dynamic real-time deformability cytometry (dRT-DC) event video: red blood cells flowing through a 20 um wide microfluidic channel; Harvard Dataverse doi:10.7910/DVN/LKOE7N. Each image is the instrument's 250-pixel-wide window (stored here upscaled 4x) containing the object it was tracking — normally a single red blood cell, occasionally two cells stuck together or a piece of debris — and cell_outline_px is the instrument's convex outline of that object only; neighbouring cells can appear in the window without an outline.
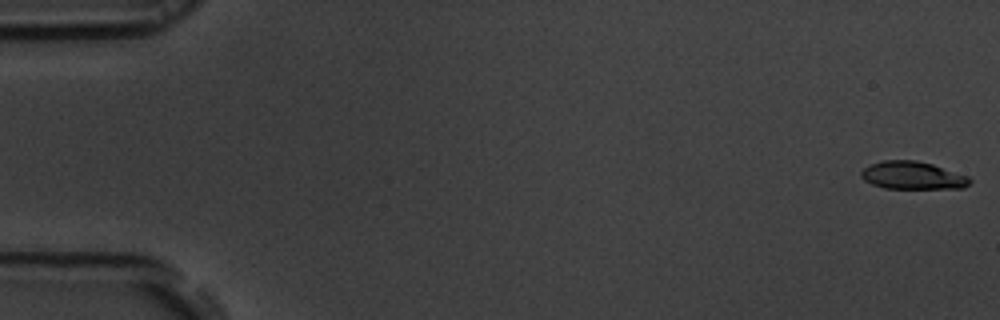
{"species": "common noctule bat (a hibernating species)", "species_latin": "Nyctalus noctula", "temperature_condition": "room temperature", "stored_images_in_passage": 55, "camera_frame_rate_fps": 3000, "um_per_image_px": 0.085, "animal": {"sex": "male", "body_mass_g": 19.5, "forearm_length_mm": 54.6}, "frame": {"image": 1, "passage_image": 1, "time_ms": 0.0, "image_size_px": [1000, 320], "cell_outline_px": [[972, 180], [964, 188], [884, 188], [872, 184], [864, 180], [860, 176], [860, 172], [864, 168], [872, 164], [884, 160], [916, 160], [932, 164], [968, 176]], "centroid_in_image_um": [77.56, 14.91], "position_along_channel_um": 7.4, "area_um2": 17.46}}
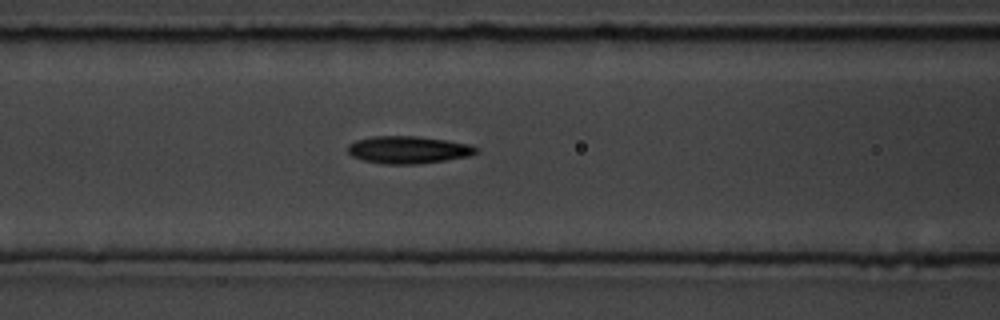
{"frame": {"image": 2, "passage_image": 23, "time_ms": 7.333, "image_size_px": [1000, 320], "cell_outline_px": [[476, 152], [472, 156], [416, 164], [384, 164], [364, 160], [352, 156], [348, 152], [348, 144], [356, 140], [372, 136], [416, 136], [448, 140], [468, 144], [476, 148]], "centroid_in_image_um": [34.68, 12.73], "position_along_channel_um": 131.9, "area_um2": 20.4}}
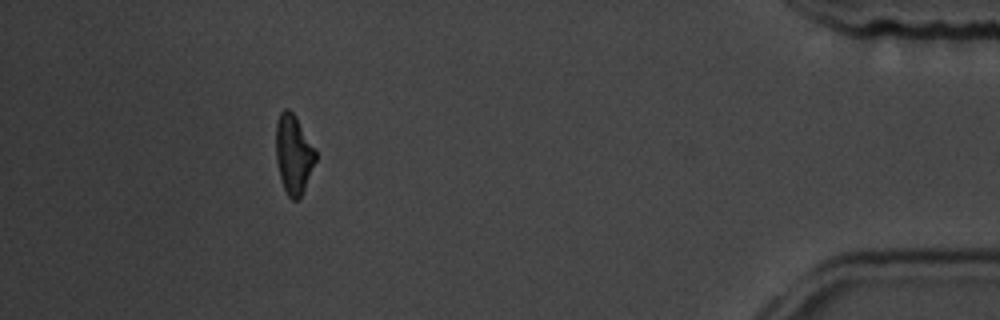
{"frame": {"image": 3, "passage_image": 50, "time_ms": 16.333, "image_size_px": [1000, 320], "cell_outline_px": [[316, 160], [304, 188], [300, 196], [296, 200], [292, 200], [288, 196], [284, 188], [280, 176], [276, 160], [276, 124], [280, 112], [284, 108], [288, 108], [292, 112], [316, 152]], "centroid_in_image_um": [24.92, 13.11], "position_along_channel_um": 410.3, "area_um2": 17.74}, "authors_computed_cell_mechanics": {"area_um2": 19.3052, "velocity_mm_per_s": 3.7295, "shape_relaxation_time_tau1_ms": 2.7017, "shape_relaxation_time_tau2_ms": 2.7958, "deformation_change_tau1": 0.1449, "deformation_change_tau2": 0.0858}}